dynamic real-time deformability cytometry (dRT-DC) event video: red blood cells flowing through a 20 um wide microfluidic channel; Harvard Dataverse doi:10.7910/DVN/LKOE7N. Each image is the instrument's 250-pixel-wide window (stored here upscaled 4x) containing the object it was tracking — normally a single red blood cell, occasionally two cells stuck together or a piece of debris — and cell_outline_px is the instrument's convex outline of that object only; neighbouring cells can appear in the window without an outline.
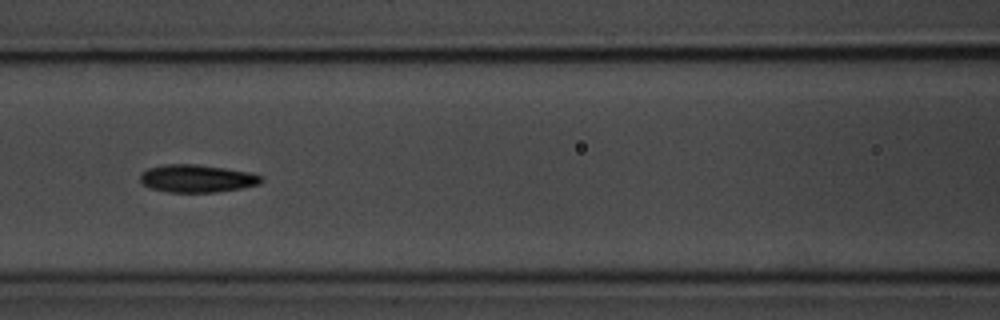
{"species": "common noctule bat (a hibernating species)", "species_latin": "Nyctalus noctula", "temperature_condition": "room temperature", "stored_images_in_passage": 38, "camera_frame_rate_fps": 3000, "um_per_image_px": 0.085, "animal": {"sex": "male", "body_mass_g": 20.1, "forearm_length_mm": 53.5}, "frame": {"image": 1, "passage_image": 12, "time_ms": 3.667, "image_size_px": [1000, 320], "cell_outline_px": [[264, 180], [260, 184], [240, 188], [216, 192], [168, 192], [152, 188], [144, 184], [140, 180], [140, 176], [148, 168], [164, 164], [196, 164], [252, 172], [264, 176]], "centroid_in_image_um": [16.8, 15.16], "position_along_channel_um": 149.8, "area_um2": 19.54}, "authors_computed_cell_mechanics": {"area_um2": 19.2185, "velocity_mm_per_s": 3.5442, "shape_relaxation_time_tau1_ms": 2.7142, "shape_relaxation_time_tau2_ms": 3.9668, "deformation_change_tau1": 0.1313, "deformation_change_tau2": 0.1042}}